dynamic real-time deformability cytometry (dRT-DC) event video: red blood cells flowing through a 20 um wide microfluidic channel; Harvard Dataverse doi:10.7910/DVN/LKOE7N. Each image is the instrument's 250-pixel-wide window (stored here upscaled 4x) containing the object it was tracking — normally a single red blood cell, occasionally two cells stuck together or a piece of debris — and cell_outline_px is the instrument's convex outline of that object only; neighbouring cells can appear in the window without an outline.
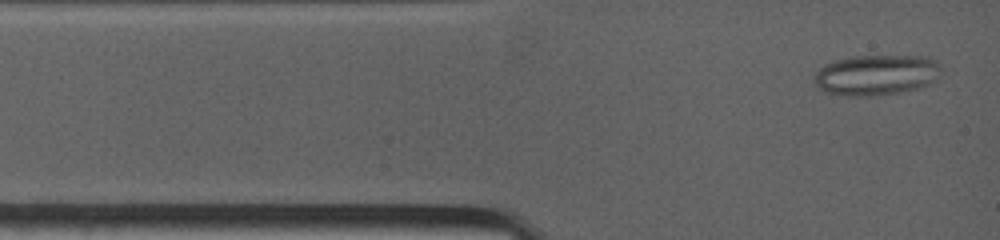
{"species": "common noctule bat (a hibernating species)", "species_latin": "Nyctalus noctula", "temperature_condition": "warm", "stored_images_in_passage": 94, "camera_frame_rate_fps": 4500, "um_per_image_px": 0.085, "animal": {"sex": "female", "body_mass_g": 19.0, "forearm_length_mm": 53.3}, "frame": {"image": 1, "passage_image": 2, "time_ms": 0.222, "image_size_px": [1000, 240], "cell_outline_px": [[936, 80], [928, 84], [916, 88], [896, 92], [868, 96], [848, 96], [828, 92], [816, 88], [816, 72], [824, 64], [832, 60], [852, 56], [928, 56], [936, 60]], "centroid_in_image_um": [74.41, 6.35], "position_along_channel_um": 10.6, "area_um2": 29.48}}
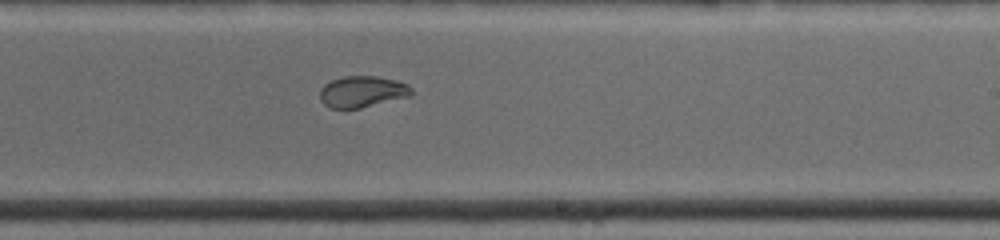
{"frame": {"image": 2, "passage_image": 46, "time_ms": 7.333, "image_size_px": [1000, 240], "cell_outline_px": [[412, 96], [360, 108], [328, 108], [320, 100], [320, 88], [324, 84], [332, 80], [344, 76], [376, 76], [396, 80], [408, 84], [412, 88]], "centroid_in_image_um": [30.8, 7.79], "position_along_channel_um": 258.2, "area_um2": 16.88}}
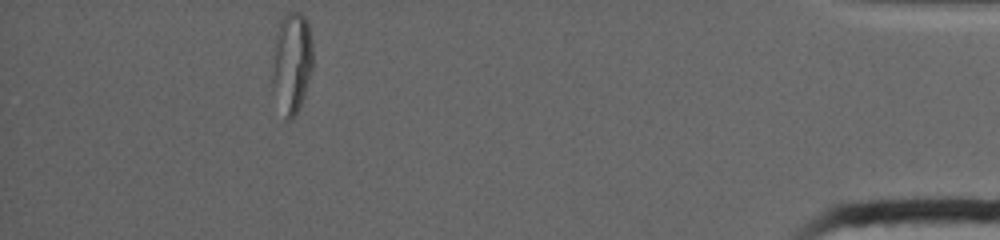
{"frame": {"image": 3, "passage_image": 93, "time_ms": 13.111, "image_size_px": [1000, 240], "cell_outline_px": [[312, 72], [296, 116], [292, 120], [284, 120], [272, 88], [272, 48], [276, 32], [280, 20], [288, 12], [300, 12], [304, 16], [308, 24], [312, 40]], "centroid_in_image_um": [24.78, 5.35], "position_along_channel_um": 410.4, "area_um2": 24.45}, "authors_computed_cell_mechanics": {"area_um2": 19.5942, "velocity_mm_per_s": 3.9523, "shape_relaxation_time_tau1_ms": null, "shape_relaxation_time_tau2_ms": 1.0154, "deformation_change_tau1": null, "deformation_change_tau2": 0.0562}}